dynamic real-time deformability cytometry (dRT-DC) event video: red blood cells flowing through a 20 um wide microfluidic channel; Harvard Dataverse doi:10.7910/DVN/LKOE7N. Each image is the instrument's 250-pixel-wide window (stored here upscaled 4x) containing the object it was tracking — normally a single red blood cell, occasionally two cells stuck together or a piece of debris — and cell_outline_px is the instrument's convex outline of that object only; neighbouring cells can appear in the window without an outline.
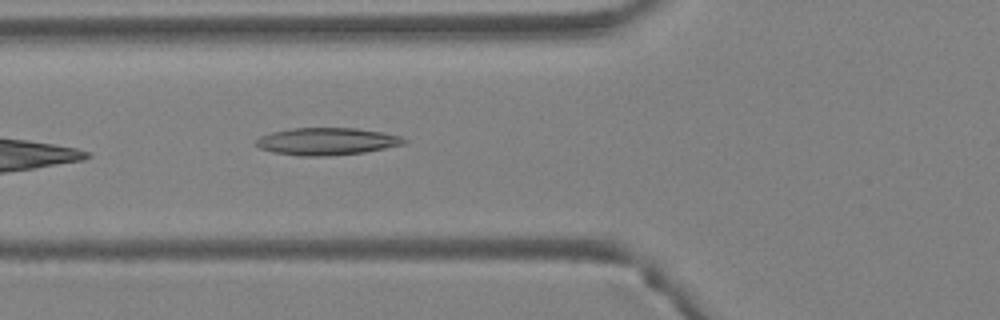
{"species": "Egyptian fruit bat (a non-hibernating species)", "species_latin": "Rousettus aegyptiacus", "temperature_condition": "warm", "stored_images_in_passage": 4, "camera_frame_rate_fps": 3000, "um_per_image_px": 0.085, "animal": {"sex": "female"}, "frame": {"image": 1, "passage_image": 4, "time_ms": 1.0, "image_size_px": [1000, 320], "cell_outline_px": [[408, 140], [404, 144], [364, 152], [324, 156], [296, 156], [272, 152], [260, 148], [256, 144], [256, 140], [260, 136], [272, 132], [292, 128], [356, 128], [380, 132], [400, 136]], "centroid_in_image_um": [27.75, 12.02], "position_along_channel_um": 98.1, "area_um2": 23.41}}